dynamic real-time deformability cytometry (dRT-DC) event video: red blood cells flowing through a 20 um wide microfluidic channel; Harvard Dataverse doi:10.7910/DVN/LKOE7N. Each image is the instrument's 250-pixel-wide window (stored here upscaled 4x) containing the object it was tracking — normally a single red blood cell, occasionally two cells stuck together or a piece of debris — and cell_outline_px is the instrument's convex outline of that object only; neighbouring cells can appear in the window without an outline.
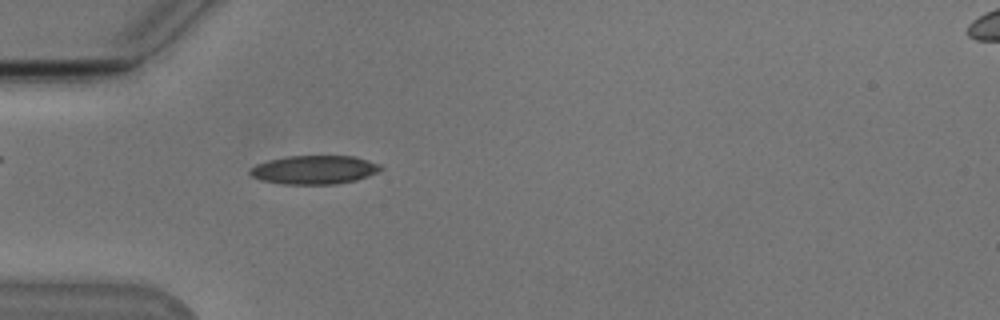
{"species": "Egyptian fruit bat (a non-hibernating species)", "species_latin": "Rousettus aegyptiacus", "temperature_condition": "cold", "stored_images_in_passage": 43, "camera_frame_rate_fps": 3000, "um_per_image_px": 0.085, "animal": {"sex": "male"}, "frame": {"image": 1, "passage_image": 6, "time_ms": 1.667, "image_size_px": [1000, 320], "cell_outline_px": [[384, 168], [368, 176], [356, 180], [336, 184], [284, 184], [260, 180], [252, 176], [248, 172], [256, 164], [268, 160], [288, 156], [356, 156], [380, 164]], "centroid_in_image_um": [26.73, 14.43], "position_along_channel_um": 58.3, "area_um2": 21.85}}
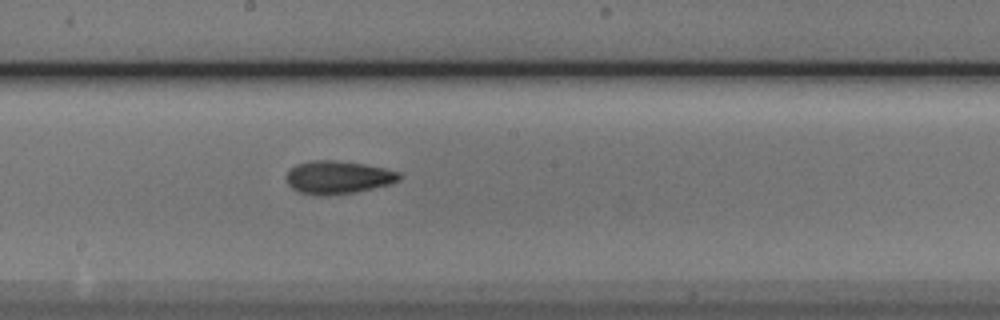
{"frame": {"image": 2, "passage_image": 19, "time_ms": 6.0, "image_size_px": [1000, 320], "cell_outline_px": [[404, 176], [400, 180], [388, 184], [356, 192], [328, 196], [316, 196], [300, 192], [292, 188], [288, 184], [288, 172], [296, 164], [312, 160], [336, 160], [364, 164], [384, 168], [400, 172]], "centroid_in_image_um": [28.76, 15.08], "position_along_channel_um": 219.4, "area_um2": 21.79}}
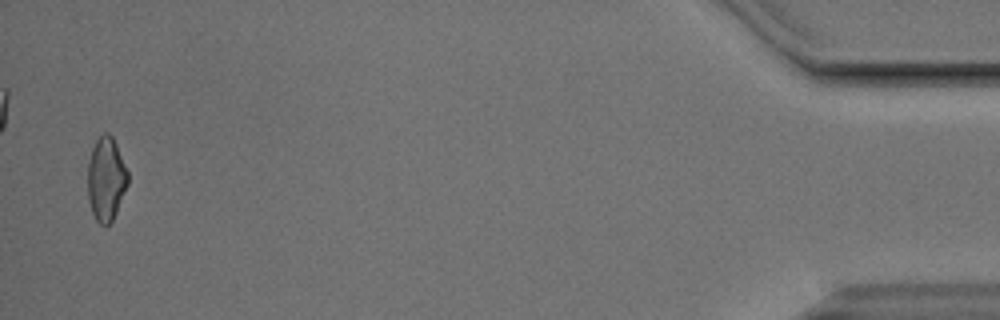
{"frame": {"image": 3, "passage_image": 42, "time_ms": 13.667, "image_size_px": [1000, 320], "cell_outline_px": [[128, 184], [116, 212], [112, 220], [108, 224], [100, 224], [96, 220], [92, 212], [88, 200], [88, 160], [92, 148], [96, 140], [104, 132], [108, 132], [112, 136], [116, 144], [128, 172]], "centroid_in_image_um": [9.01, 15.19], "position_along_channel_um": 426.2, "area_um2": 19.48}, "authors_computed_cell_mechanics": {"area_um2": 20.7502, "velocity_mm_per_s": 3.832, "shape_relaxation_time_tau1_ms": 4.3122, "shape_relaxation_time_tau2_ms": 4.9415, "deformation_change_tau1": 0.1203, "deformation_change_tau2": 0.1203}}